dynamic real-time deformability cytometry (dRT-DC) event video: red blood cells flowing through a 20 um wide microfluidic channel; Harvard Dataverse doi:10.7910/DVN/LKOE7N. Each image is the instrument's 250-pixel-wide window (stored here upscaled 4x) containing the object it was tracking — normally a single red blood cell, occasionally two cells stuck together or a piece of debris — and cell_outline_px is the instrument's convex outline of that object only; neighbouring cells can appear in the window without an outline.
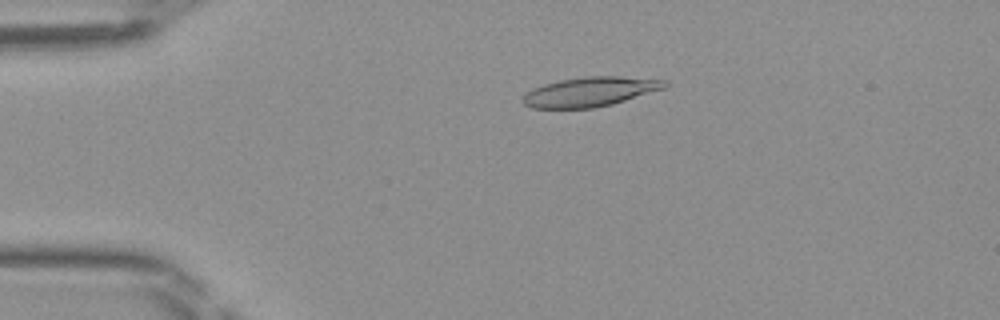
{"species": "Egyptian fruit bat (a non-hibernating species)", "species_latin": "Rousettus aegyptiacus", "temperature_condition": "room temperature", "stored_images_in_passage": 48, "camera_frame_rate_fps": 3000, "um_per_image_px": 0.085, "frame": {"image": 1, "passage_image": 10, "time_ms": 3.0, "image_size_px": [1000, 320], "cell_outline_px": [[668, 84], [664, 88], [612, 104], [592, 108], [532, 108], [524, 104], [520, 100], [532, 88], [544, 84], [560, 80], [584, 76], [620, 76], [668, 80]], "centroid_in_image_um": [50.15, 7.79], "position_along_channel_um": 34.9, "area_um2": 24.33}}
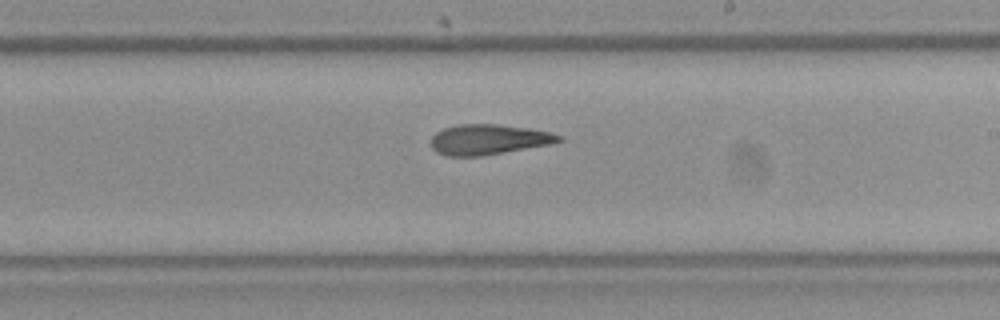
{"frame": {"image": 2, "passage_image": 28, "time_ms": 9.0, "image_size_px": [1000, 320], "cell_outline_px": [[564, 140], [552, 144], [480, 156], [448, 156], [436, 152], [432, 148], [432, 136], [436, 132], [444, 128], [460, 124], [496, 124], [528, 128], [548, 132], [560, 136]], "centroid_in_image_um": [41.51, 11.86], "position_along_channel_um": 247.5, "area_um2": 22.37}}
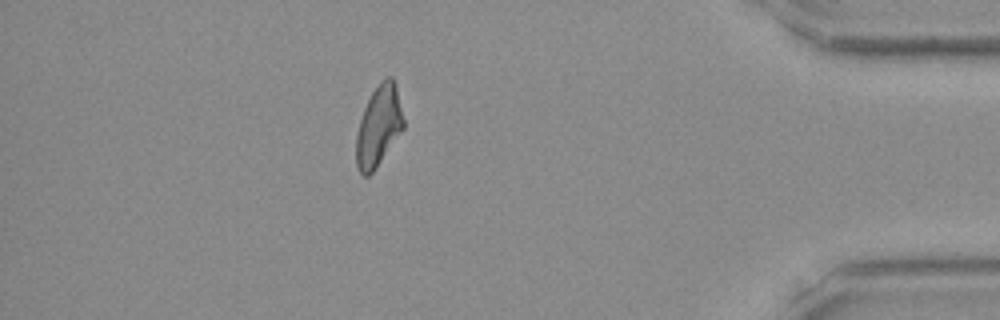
{"frame": {"image": 3, "passage_image": 42, "time_ms": 13.667, "image_size_px": [1000, 320], "cell_outline_px": [[404, 128], [376, 168], [368, 176], [364, 176], [356, 168], [356, 136], [360, 120], [364, 108], [372, 92], [380, 80], [384, 76], [392, 76], [396, 84], [404, 120]], "centroid_in_image_um": [32.19, 10.69], "position_along_channel_um": 403.0, "area_um2": 22.31}}